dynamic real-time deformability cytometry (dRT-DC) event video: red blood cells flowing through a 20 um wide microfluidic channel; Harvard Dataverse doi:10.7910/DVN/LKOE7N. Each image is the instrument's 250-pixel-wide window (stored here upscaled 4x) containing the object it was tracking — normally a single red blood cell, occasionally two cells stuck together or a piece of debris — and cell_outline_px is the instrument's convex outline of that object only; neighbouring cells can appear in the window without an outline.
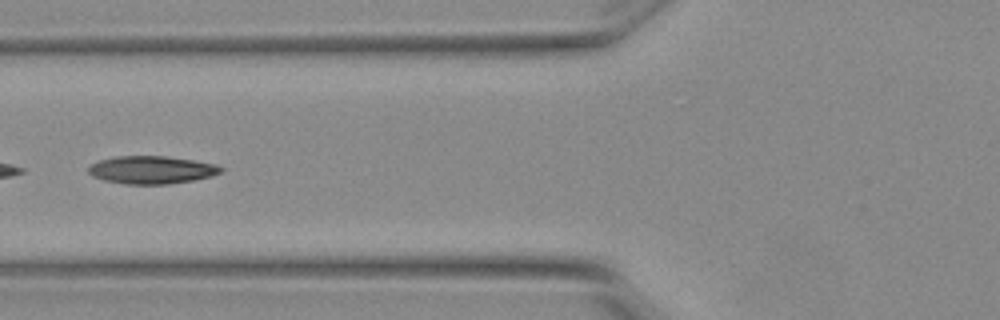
{"species": "Egyptian fruit bat (a non-hibernating species)", "species_latin": "Rousettus aegyptiacus", "temperature_condition": "warm", "stored_images_in_passage": 42, "camera_frame_rate_fps": 3000, "um_per_image_px": 0.085, "animal": {"sex": "female"}, "frame": {"image": 1, "passage_image": 10, "time_ms": 3.0, "image_size_px": [1000, 320], "cell_outline_px": [[224, 172], [212, 176], [192, 180], [168, 184], [124, 184], [104, 180], [92, 176], [88, 172], [88, 168], [92, 164], [100, 160], [116, 156], [164, 156], [192, 160], [216, 164], [224, 168]], "centroid_in_image_um": [12.91, 14.44], "position_along_channel_um": 112.9, "area_um2": 21.44}}
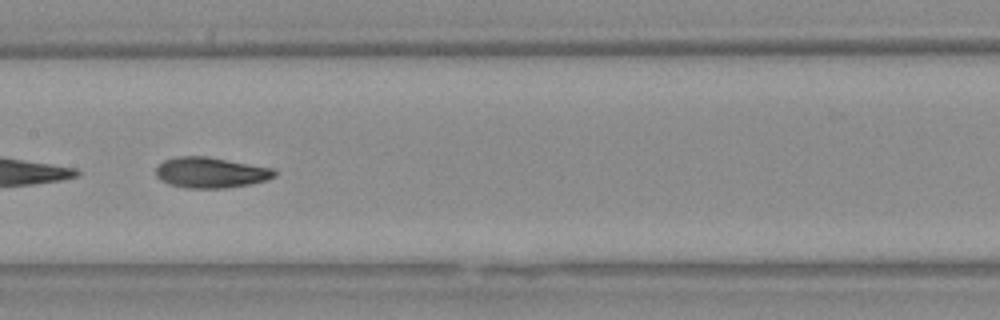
{"frame": {"image": 2, "passage_image": 16, "time_ms": 5.0, "image_size_px": [1000, 320], "cell_outline_px": [[276, 176], [268, 180], [228, 188], [184, 188], [168, 184], [160, 180], [156, 176], [156, 168], [164, 160], [176, 156], [208, 156], [276, 168]], "centroid_in_image_um": [17.93, 14.66], "position_along_channel_um": 189.5, "area_um2": 21.56}}
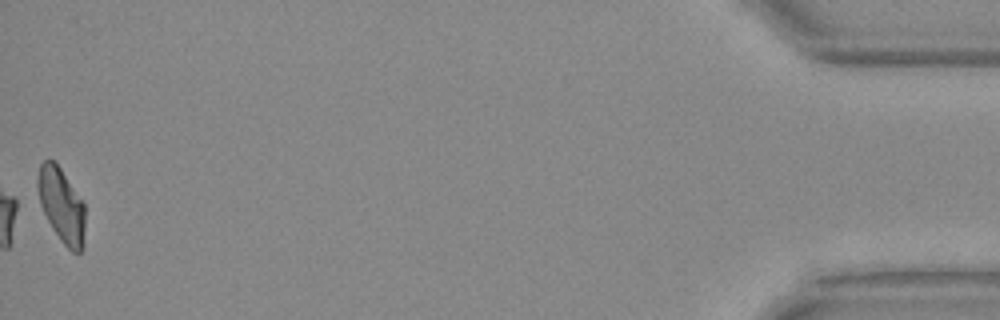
{"frame": {"image": 3, "passage_image": 42, "time_ms": 13.667, "image_size_px": [1000, 320], "cell_outline_px": [[84, 248], [80, 252], [72, 252], [60, 240], [52, 228], [40, 204], [36, 184], [36, 180], [40, 164], [44, 160], [52, 160], [60, 168], [84, 204]], "centroid_in_image_um": [5.21, 17.47], "position_along_channel_um": 430.0, "area_um2": 20.35}, "authors_computed_cell_mechanics": {"area_um2": 21.1259, "velocity_mm_per_s": 3.8334, "shape_relaxation_time_tau1_ms": 4.1565, "shape_relaxation_time_tau2_ms": 2.336, "deformation_change_tau1": 0.1548, "deformation_change_tau2": 0.0763}}